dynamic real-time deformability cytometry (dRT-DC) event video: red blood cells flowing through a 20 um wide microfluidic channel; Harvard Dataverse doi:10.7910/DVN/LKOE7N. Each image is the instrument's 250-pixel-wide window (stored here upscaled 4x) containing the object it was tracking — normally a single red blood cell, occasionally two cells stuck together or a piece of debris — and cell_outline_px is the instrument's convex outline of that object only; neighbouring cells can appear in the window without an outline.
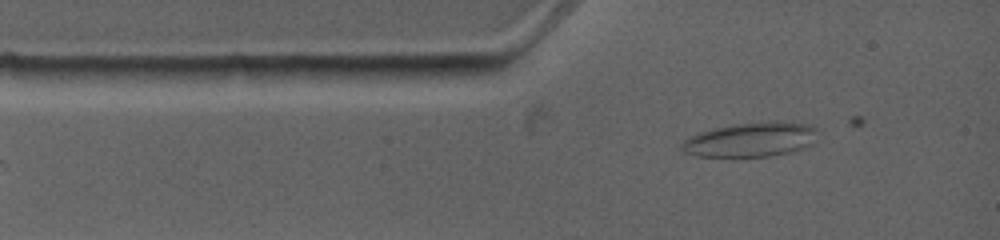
{"species": "common noctule bat (a hibernating species)", "species_latin": "Nyctalus noctula", "temperature_condition": "warm", "stored_images_in_passage": 5, "camera_frame_rate_fps": 4500, "um_per_image_px": 0.085, "animal": {"sex": "female", "body_mass_g": 19.0, "forearm_length_mm": 53.3}, "frame": {"image": 1, "passage_image": 2, "time_ms": 0.889, "image_size_px": [1000, 240], "cell_outline_px": [[816, 144], [788, 152], [768, 156], [696, 156], [684, 152], [680, 148], [680, 144], [688, 136], [712, 128], [732, 124], [772, 120], [812, 124], [816, 128]], "centroid_in_image_um": [63.83, 11.84], "position_along_channel_um": 21.2, "area_um2": 27.69}}